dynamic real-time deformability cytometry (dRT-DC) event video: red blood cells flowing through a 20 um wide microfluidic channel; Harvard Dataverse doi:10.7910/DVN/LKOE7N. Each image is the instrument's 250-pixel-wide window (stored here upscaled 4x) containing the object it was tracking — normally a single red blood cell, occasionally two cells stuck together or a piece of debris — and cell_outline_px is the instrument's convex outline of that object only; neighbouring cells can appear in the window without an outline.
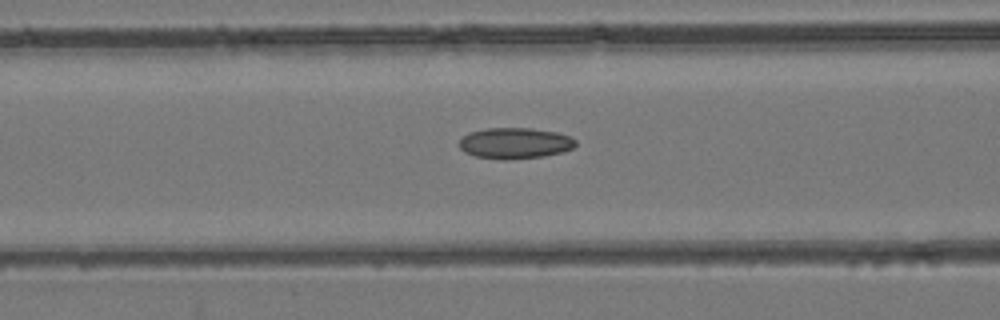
{"species": "common noctule bat (a hibernating species)", "species_latin": "Nyctalus noctula", "temperature_condition": "room temperature", "stored_images_in_passage": 49, "camera_frame_rate_fps": 3000, "um_per_image_px": 0.085, "animal": {"sex": "female", "body_mass_g": 24.6, "forearm_length_mm": 56.2}, "frame": {"image": 1, "passage_image": 20, "time_ms": 6.333, "image_size_px": [1000, 320], "cell_outline_px": [[576, 144], [572, 148], [564, 152], [544, 156], [508, 160], [500, 160], [476, 156], [464, 152], [460, 148], [460, 140], [468, 132], [484, 128], [528, 128], [556, 132], [568, 136], [576, 140]], "centroid_in_image_um": [43.75, 12.18], "position_along_channel_um": 122.8, "area_um2": 21.1}}
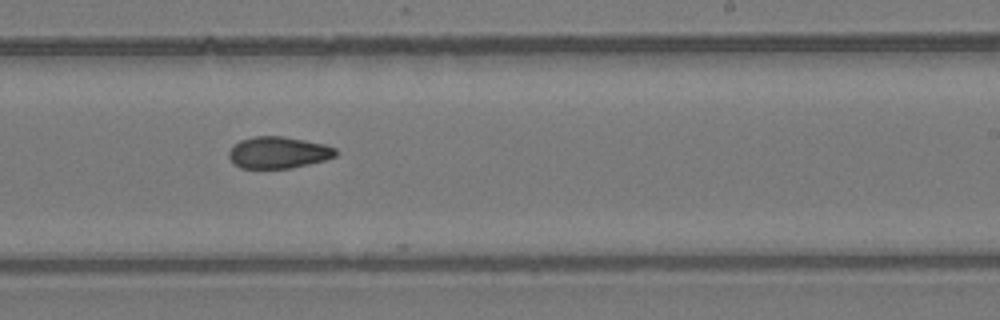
{"frame": {"image": 2, "passage_image": 30, "time_ms": 9.667, "image_size_px": [1000, 320], "cell_outline_px": [[336, 156], [328, 160], [292, 168], [240, 168], [228, 156], [228, 152], [232, 144], [240, 140], [256, 136], [280, 136], [304, 140], [324, 144], [336, 148]], "centroid_in_image_um": [23.66, 12.97], "position_along_channel_um": 265.3, "area_um2": 19.83}}
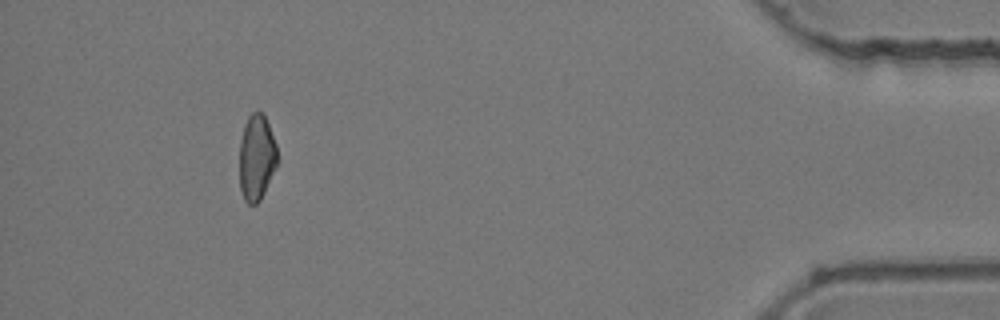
{"frame": {"image": 3, "passage_image": 45, "time_ms": 14.667, "image_size_px": [1000, 320], "cell_outline_px": [[280, 156], [264, 192], [260, 200], [256, 204], [248, 204], [244, 200], [240, 188], [240, 140], [244, 124], [248, 116], [252, 112], [264, 112], [276, 144]], "centroid_in_image_um": [21.82, 13.36], "position_along_channel_um": 413.4, "area_um2": 19.13}}